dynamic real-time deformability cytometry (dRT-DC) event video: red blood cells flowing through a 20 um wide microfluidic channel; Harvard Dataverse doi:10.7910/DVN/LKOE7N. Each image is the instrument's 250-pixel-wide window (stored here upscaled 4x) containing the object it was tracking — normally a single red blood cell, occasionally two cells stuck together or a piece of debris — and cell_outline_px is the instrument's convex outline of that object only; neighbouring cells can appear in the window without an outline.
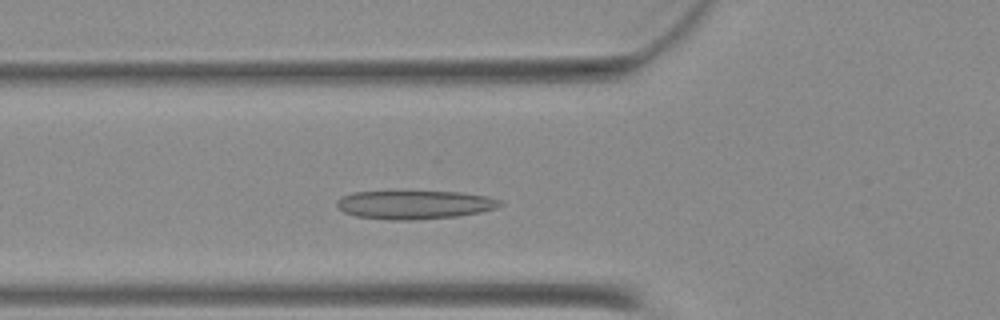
{"species": "Egyptian fruit bat (a non-hibernating species)", "species_latin": "Rousettus aegyptiacus", "temperature_condition": "warm", "stored_images_in_passage": 31, "camera_frame_rate_fps": 3000, "um_per_image_px": 0.085, "animal": {"sex": "female"}, "frame": {"image": 1, "passage_image": 6, "time_ms": 1.667, "image_size_px": [1000, 320], "cell_outline_px": [[504, 204], [496, 208], [480, 212], [456, 216], [412, 220], [388, 220], [356, 216], [344, 212], [336, 204], [344, 196], [356, 192], [460, 192], [484, 196], [500, 200]], "centroid_in_image_um": [35.27, 17.41], "position_along_channel_um": 90.5, "area_um2": 26.7}}
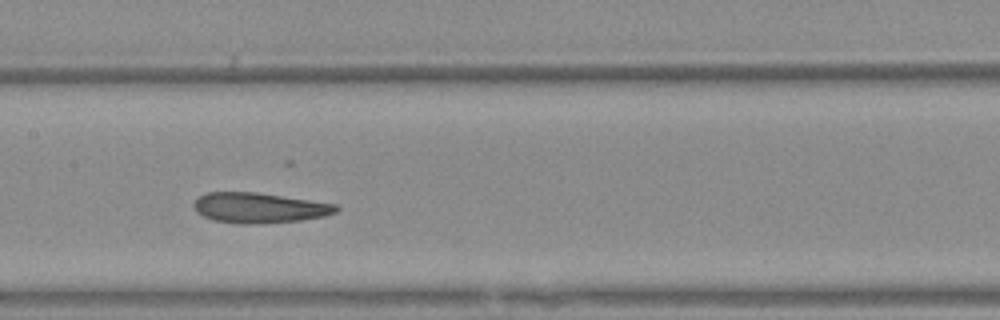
{"frame": {"image": 2, "passage_image": 13, "time_ms": 4.0, "image_size_px": [1000, 320], "cell_outline_px": [[340, 208], [336, 212], [324, 216], [300, 220], [248, 224], [236, 224], [212, 220], [196, 212], [192, 204], [204, 192], [256, 192], [336, 204]], "centroid_in_image_um": [21.99, 17.66], "position_along_channel_um": 185.4, "area_um2": 25.03}}
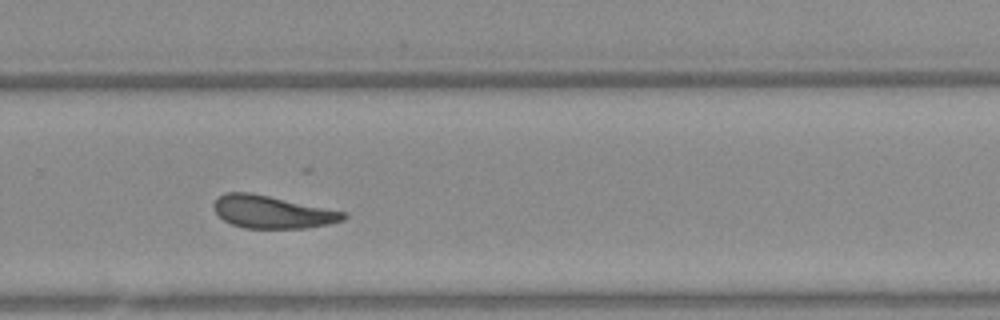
{"frame": {"image": 3, "passage_image": 22, "time_ms": 7.0, "image_size_px": [1000, 320], "cell_outline_px": [[348, 216], [344, 220], [328, 224], [304, 228], [244, 228], [232, 224], [224, 220], [212, 208], [212, 204], [220, 196], [228, 192], [248, 192], [268, 196], [344, 212]], "centroid_in_image_um": [23.11, 18.03], "position_along_channel_um": 306.7, "area_um2": 24.22}}